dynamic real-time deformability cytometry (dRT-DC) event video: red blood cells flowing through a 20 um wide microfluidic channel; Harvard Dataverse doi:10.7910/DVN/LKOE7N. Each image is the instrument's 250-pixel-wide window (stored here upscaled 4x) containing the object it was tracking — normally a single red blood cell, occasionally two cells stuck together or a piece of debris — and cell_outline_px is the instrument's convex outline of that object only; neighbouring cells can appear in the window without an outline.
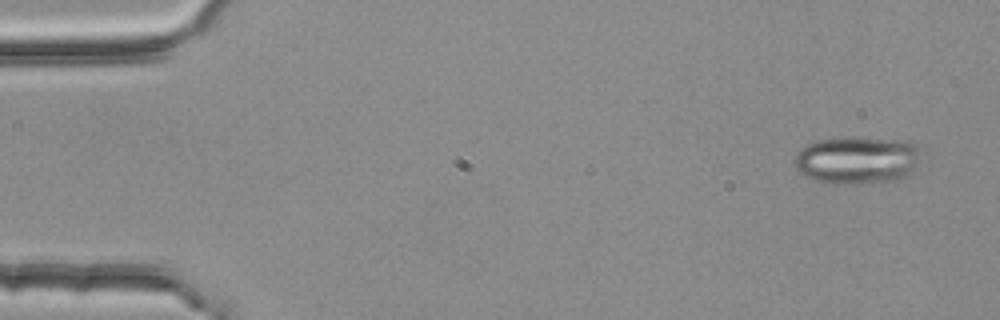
{"species": "common noctule bat (a hibernating species)", "species_latin": "Nyctalus noctula", "temperature_condition": "room temperature", "stored_images_in_passage": 2, "camera_frame_rate_fps": 3000, "um_per_image_px": 0.085, "animal": {"sex": "female", "body_mass_g": 25.1}, "frame": {"image": 1, "passage_image": 2, "time_ms": 0.333, "image_size_px": [1000, 320], "cell_outline_px": [[916, 160], [912, 176], [900, 180], [852, 184], [836, 184], [816, 180], [804, 176], [796, 168], [792, 160], [800, 148], [816, 140], [840, 136], [852, 136], [908, 140], [916, 144]], "centroid_in_image_um": [72.82, 13.59], "position_along_channel_um": 12.2, "area_um2": 35.78}}